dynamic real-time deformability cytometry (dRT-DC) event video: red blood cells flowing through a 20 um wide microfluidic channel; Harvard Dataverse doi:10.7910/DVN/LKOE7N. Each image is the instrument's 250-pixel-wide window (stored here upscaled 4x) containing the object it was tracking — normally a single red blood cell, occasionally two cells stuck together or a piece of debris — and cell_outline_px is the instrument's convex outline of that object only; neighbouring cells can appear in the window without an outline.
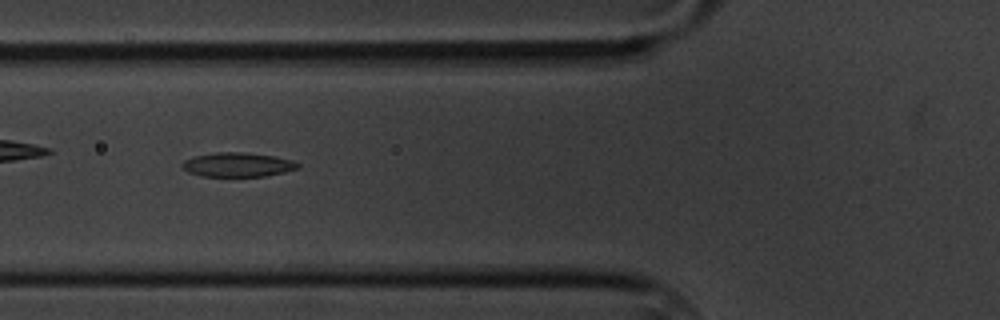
{"species": "common noctule bat (a hibernating species)", "species_latin": "Nyctalus noctula", "temperature_condition": "cold", "stored_images_in_passage": 5, "camera_frame_rate_fps": 3000, "um_per_image_px": 0.085, "animal": {"sex": "male", "body_mass_g": 20.1, "forearm_length_mm": 53.5}, "frame": {"image": 1, "passage_image": 3, "time_ms": 2.333, "image_size_px": [1000, 320], "cell_outline_px": [[300, 168], [284, 172], [264, 176], [200, 176], [188, 172], [180, 164], [184, 160], [192, 156], [216, 152], [244, 152], [276, 156], [292, 160], [300, 164]], "centroid_in_image_um": [20.2, 13.99], "position_along_channel_um": 105.6, "area_um2": 16.47}}
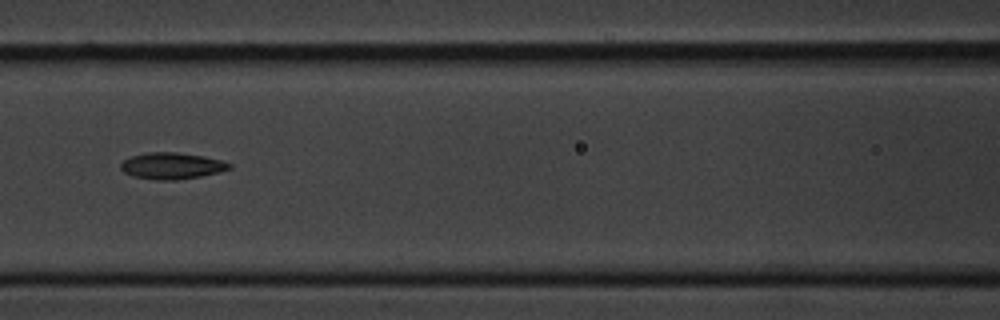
{"frame": {"image": 2, "passage_image": 4, "time_ms": 3.667, "image_size_px": [1000, 320], "cell_outline_px": [[232, 168], [220, 172], [200, 176], [176, 180], [156, 180], [132, 176], [124, 172], [120, 168], [120, 164], [124, 160], [132, 156], [144, 152], [176, 152], [204, 156], [220, 160], [232, 164]], "centroid_in_image_um": [14.6, 14.09], "position_along_channel_um": 152.0, "area_um2": 16.82}}
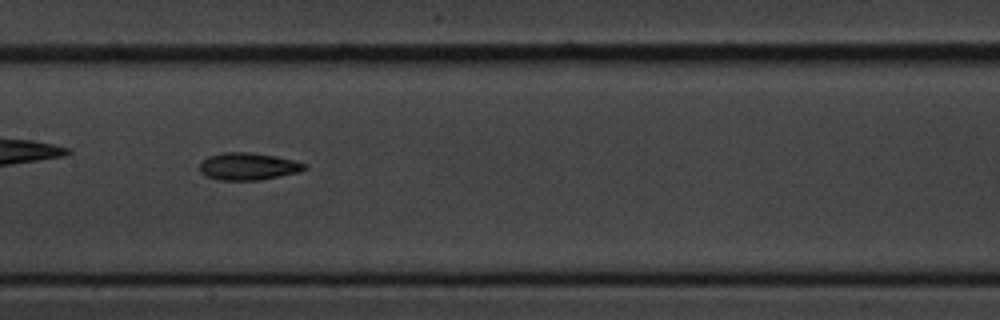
{"frame": {"image": 3, "passage_image": 5, "time_ms": 4.667, "image_size_px": [1000, 320], "cell_outline_px": [[308, 168], [300, 172], [260, 180], [220, 180], [204, 176], [200, 172], [200, 164], [208, 156], [224, 152], [252, 152], [276, 156], [308, 164]], "centroid_in_image_um": [21.11, 14.14], "position_along_channel_um": 186.3, "area_um2": 16.82}}